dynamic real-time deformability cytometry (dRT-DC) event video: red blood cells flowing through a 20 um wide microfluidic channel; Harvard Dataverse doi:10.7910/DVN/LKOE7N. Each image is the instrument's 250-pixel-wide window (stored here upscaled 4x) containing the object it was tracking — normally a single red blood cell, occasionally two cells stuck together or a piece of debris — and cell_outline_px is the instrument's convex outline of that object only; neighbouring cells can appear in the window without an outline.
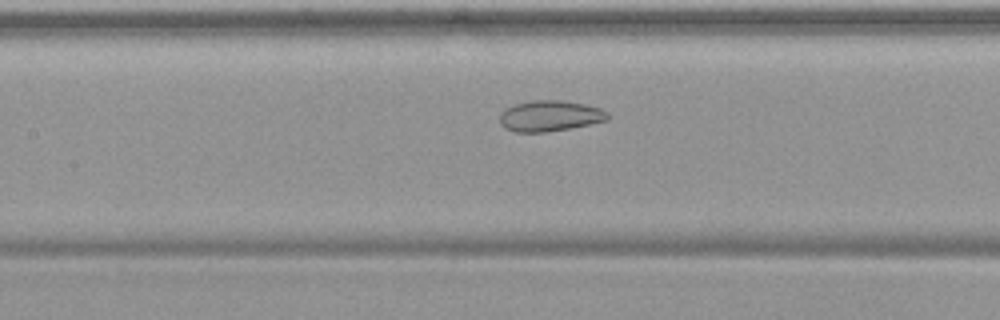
{"species": "common noctule bat (a hibernating species)", "species_latin": "Nyctalus noctula", "temperature_condition": "warm", "stored_images_in_passage": 47, "camera_frame_rate_fps": 3000, "um_per_image_px": 0.085, "animal": {"sex": "female", "body_mass_g": 19.9}, "frame": {"image": 1, "passage_image": 18, "time_ms": 5.667, "image_size_px": [1000, 320], "cell_outline_px": [[608, 120], [568, 128], [544, 132], [516, 132], [504, 128], [500, 124], [500, 112], [504, 108], [516, 104], [532, 100], [560, 100], [584, 104], [600, 108], [608, 112]], "centroid_in_image_um": [46.7, 9.85], "position_along_channel_um": 160.7, "area_um2": 19.31}}
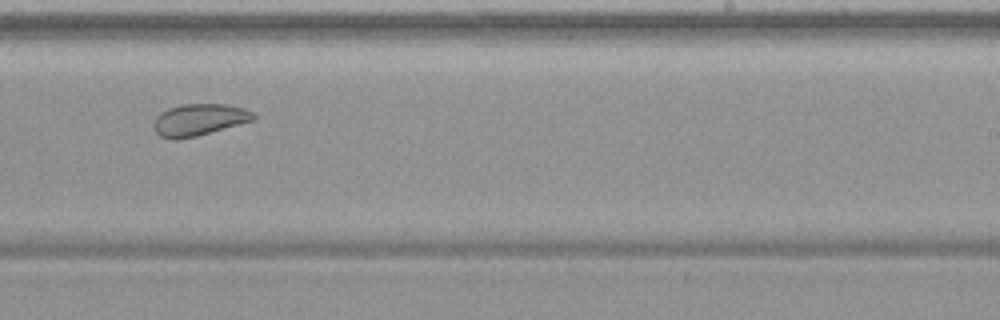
{"frame": {"image": 2, "passage_image": 27, "time_ms": 8.667, "image_size_px": [1000, 320], "cell_outline_px": [[256, 120], [196, 136], [176, 140], [172, 140], [160, 136], [152, 128], [152, 124], [156, 116], [160, 112], [168, 108], [180, 104], [224, 104], [244, 108], [252, 112], [256, 116]], "centroid_in_image_um": [16.89, 10.18], "position_along_channel_um": 272.1, "area_um2": 18.73}}
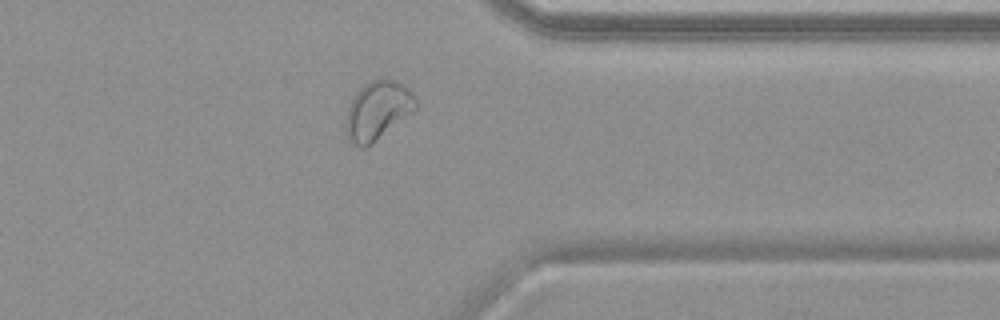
{"frame": {"image": 3, "passage_image": 36, "time_ms": 11.667, "image_size_px": [1000, 320], "cell_outline_px": [[416, 108], [412, 112], [372, 144], [364, 148], [360, 148], [352, 144], [348, 140], [344, 132], [344, 120], [348, 108], [356, 92], [364, 84], [372, 80], [384, 76], [396, 80], [404, 84], [412, 92], [416, 100]], "centroid_in_image_um": [32.06, 9.39], "position_along_channel_um": 379.3, "area_um2": 24.33}, "authors_computed_cell_mechanics": {"area_um2": 24.3338, "velocity_mm_per_s": 3.738, "shape_relaxation_time_tau1_ms": null, "shape_relaxation_time_tau2_ms": 1.7973, "deformation_change_tau1": null, "deformation_change_tau2": 0.0693}}